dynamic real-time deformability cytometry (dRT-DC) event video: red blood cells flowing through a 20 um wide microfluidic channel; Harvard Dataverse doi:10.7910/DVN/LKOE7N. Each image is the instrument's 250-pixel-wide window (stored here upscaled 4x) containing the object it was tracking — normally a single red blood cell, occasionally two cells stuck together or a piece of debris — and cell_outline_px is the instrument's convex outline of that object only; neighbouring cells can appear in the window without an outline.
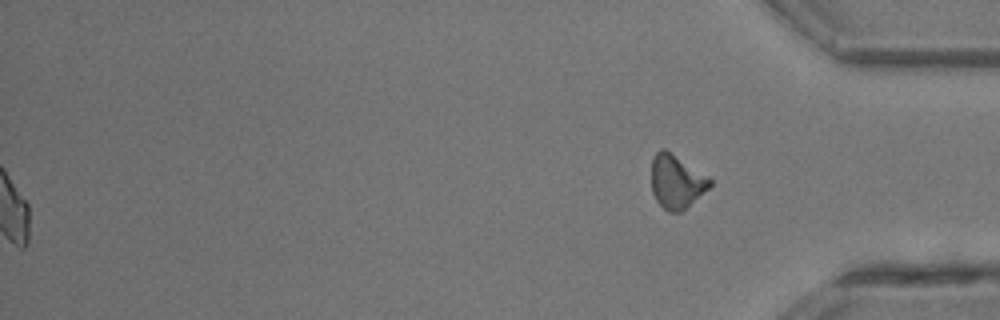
{"species": "common noctule bat (a hibernating species)", "species_latin": "Nyctalus noctula", "temperature_condition": "room temperature", "stored_images_in_passage": 29, "segment_of_instrument_passage": [2, 2], "camera_frame_rate_fps": 3000, "um_per_image_px": 0.085, "animal": {"sex": "male", "body_mass_g": 13.3}, "frame": {"image": 1, "passage_image": 29, "time_ms": 9.333, "image_size_px": [1000, 320], "cell_outline_px": [[712, 184], [708, 188], [680, 212], [668, 212], [656, 200], [652, 192], [652, 160], [656, 152], [660, 148], [664, 148], [712, 180]], "centroid_in_image_um": [57.46, 15.44], "position_along_channel_um": 377.7, "area_um2": 17.74}}